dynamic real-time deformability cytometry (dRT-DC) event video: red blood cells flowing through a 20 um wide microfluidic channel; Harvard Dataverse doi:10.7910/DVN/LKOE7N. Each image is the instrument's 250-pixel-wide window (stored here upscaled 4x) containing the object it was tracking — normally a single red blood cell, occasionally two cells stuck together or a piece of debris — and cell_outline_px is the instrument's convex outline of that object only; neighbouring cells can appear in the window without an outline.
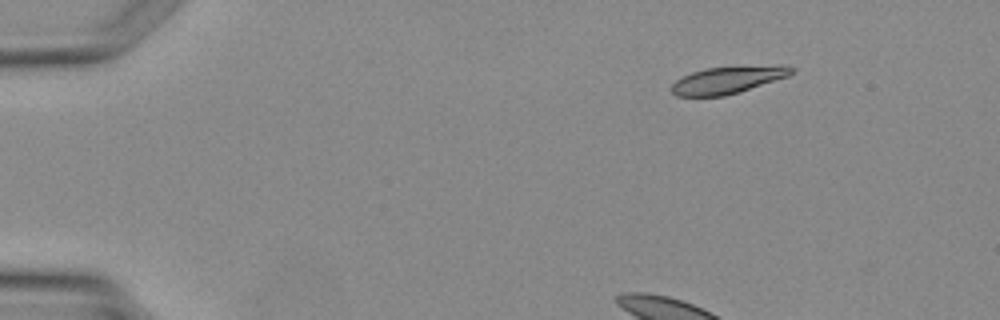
{"species": "Egyptian fruit bat (a non-hibernating species)", "species_latin": "Rousettus aegyptiacus", "temperature_condition": "warm", "stored_images_in_passage": 3, "segment_of_instrument_passage": [2, 2], "camera_frame_rate_fps": 3000, "um_per_image_px": 0.085, "animal": {"sex": "female"}, "frame": {"image": 1, "passage_image": 3, "time_ms": 3.333, "image_size_px": [1000, 320], "cell_outline_px": [[796, 72], [788, 76], [740, 92], [724, 96], [676, 96], [668, 88], [676, 80], [692, 72], [704, 68], [780, 64], [788, 64], [796, 68]], "centroid_in_image_um": [61.93, 6.77], "position_along_channel_um": 23.1, "area_um2": 19.42}}